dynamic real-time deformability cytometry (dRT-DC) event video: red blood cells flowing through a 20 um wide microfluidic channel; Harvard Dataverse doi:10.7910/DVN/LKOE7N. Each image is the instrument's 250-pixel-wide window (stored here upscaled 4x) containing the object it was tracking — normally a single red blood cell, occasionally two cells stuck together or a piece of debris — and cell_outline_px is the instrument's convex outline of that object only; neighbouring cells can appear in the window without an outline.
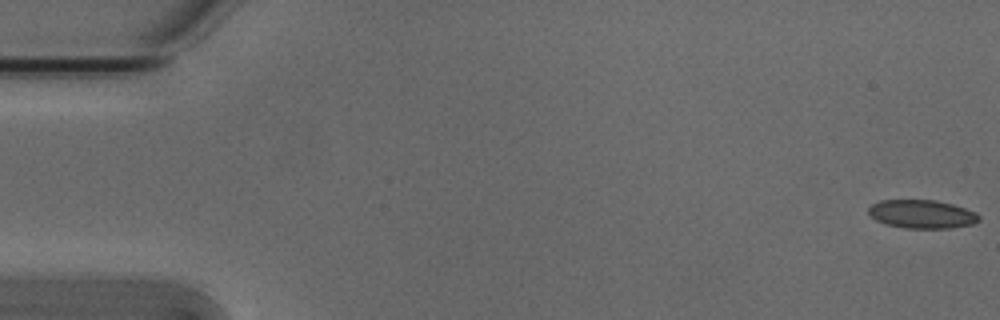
{"species": "Egyptian fruit bat (a non-hibernating species)", "species_latin": "Rousettus aegyptiacus", "temperature_condition": "cold", "stored_images_in_passage": 7, "camera_frame_rate_fps": 3000, "um_per_image_px": 0.085, "animal": {"sex": "male"}, "frame": {"image": 1, "passage_image": 1, "time_ms": 0.0, "image_size_px": [1000, 320], "cell_outline_px": [[980, 220], [972, 224], [948, 228], [904, 228], [888, 224], [876, 220], [868, 212], [868, 208], [872, 204], [880, 200], [936, 200], [952, 204], [976, 212], [980, 216]], "centroid_in_image_um": [78.37, 18.19], "position_along_channel_um": 6.6, "area_um2": 18.21}}